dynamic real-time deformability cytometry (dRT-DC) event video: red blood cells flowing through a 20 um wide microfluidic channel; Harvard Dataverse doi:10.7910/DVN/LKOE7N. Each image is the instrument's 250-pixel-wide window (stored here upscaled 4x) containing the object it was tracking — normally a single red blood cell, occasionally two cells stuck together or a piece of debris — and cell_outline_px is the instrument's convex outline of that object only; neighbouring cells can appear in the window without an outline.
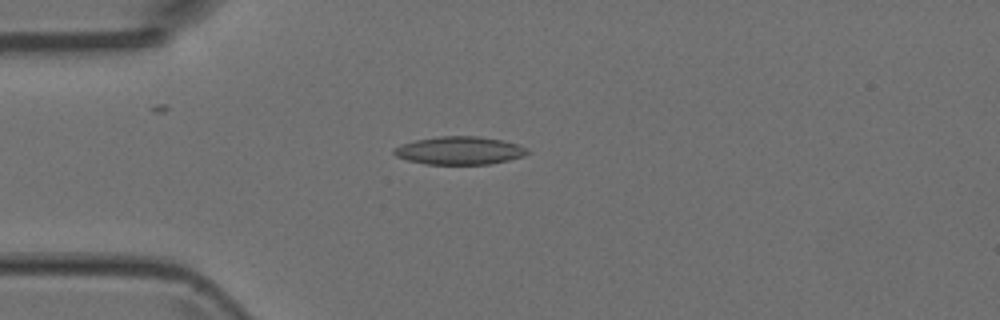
{"species": "Egyptian fruit bat (a non-hibernating species)", "species_latin": "Rousettus aegyptiacus", "temperature_condition": "room temperature", "stored_images_in_passage": 4, "camera_frame_rate_fps": 3000, "um_per_image_px": 0.085, "animal": {"sex": "female"}, "frame": {"image": 1, "passage_image": 3, "time_ms": 0.667, "image_size_px": [1000, 320], "cell_outline_px": [[532, 152], [524, 156], [508, 160], [488, 164], [424, 164], [408, 160], [396, 156], [392, 152], [392, 148], [416, 140], [440, 136], [480, 136], [504, 140], [528, 148]], "centroid_in_image_um": [39.09, 12.79], "position_along_channel_um": 45.9, "area_um2": 21.85}}